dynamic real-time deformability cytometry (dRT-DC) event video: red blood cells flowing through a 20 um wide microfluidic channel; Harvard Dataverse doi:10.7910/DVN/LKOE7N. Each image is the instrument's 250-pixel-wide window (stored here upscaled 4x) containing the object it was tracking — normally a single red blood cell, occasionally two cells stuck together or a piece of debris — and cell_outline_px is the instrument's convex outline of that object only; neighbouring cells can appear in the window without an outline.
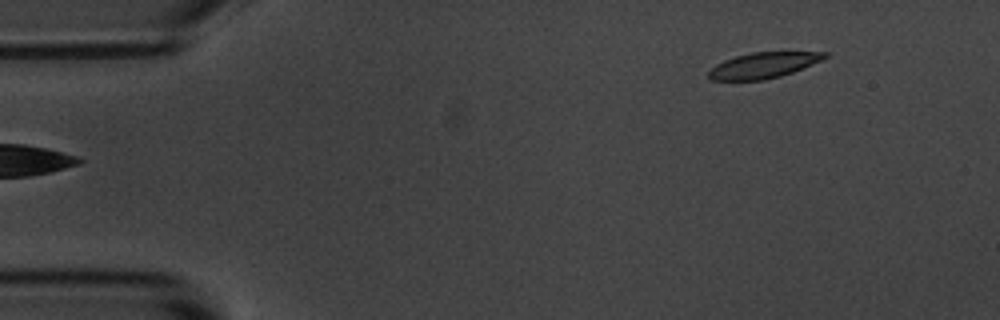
{"species": "common noctule bat (a hibernating species)", "species_latin": "Nyctalus noctula", "temperature_condition": "room temperature", "stored_images_in_passage": 5, "camera_frame_rate_fps": 3000, "um_per_image_px": 0.085, "animal": {"sex": "male", "body_mass_g": 20.1, "forearm_length_mm": 53.5}, "frame": {"image": 1, "passage_image": 5, "time_ms": 5.667, "image_size_px": [1000, 320], "cell_outline_px": [[828, 56], [812, 64], [792, 72], [780, 76], [764, 80], [712, 80], [708, 76], [708, 72], [716, 64], [724, 60], [736, 56], [752, 52], [828, 52]], "centroid_in_image_um": [64.86, 5.55], "position_along_channel_um": 20.1, "area_um2": 17.17}}